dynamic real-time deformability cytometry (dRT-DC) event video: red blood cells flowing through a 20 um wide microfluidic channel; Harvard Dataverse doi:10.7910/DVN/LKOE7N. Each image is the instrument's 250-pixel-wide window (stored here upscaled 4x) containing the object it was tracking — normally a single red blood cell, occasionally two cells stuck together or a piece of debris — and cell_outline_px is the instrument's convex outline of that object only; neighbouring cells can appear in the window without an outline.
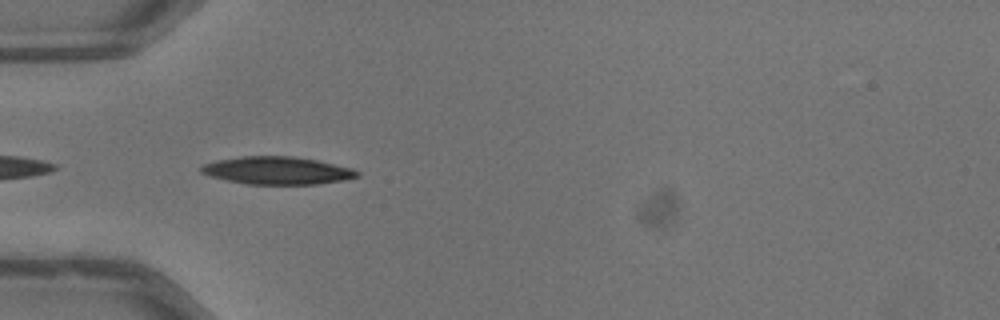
{"species": "common noctule bat (a hibernating species)", "species_latin": "Nyctalus noctula", "temperature_condition": "warm", "stored_images_in_passage": 14, "camera_frame_rate_fps": 3000, "um_per_image_px": 0.085, "animal": {"sex": "male", "body_mass_g": 13.3}, "frame": {"image": 1, "passage_image": 1, "time_ms": 0.0, "image_size_px": [1000, 320], "cell_outline_px": [[360, 176], [344, 180], [316, 184], [248, 184], [228, 180], [212, 176], [200, 172], [200, 164], [216, 160], [240, 156], [292, 156], [316, 160], [352, 168], [360, 172]], "centroid_in_image_um": [23.55, 14.49], "position_along_channel_um": 61.4, "area_um2": 25.14}}